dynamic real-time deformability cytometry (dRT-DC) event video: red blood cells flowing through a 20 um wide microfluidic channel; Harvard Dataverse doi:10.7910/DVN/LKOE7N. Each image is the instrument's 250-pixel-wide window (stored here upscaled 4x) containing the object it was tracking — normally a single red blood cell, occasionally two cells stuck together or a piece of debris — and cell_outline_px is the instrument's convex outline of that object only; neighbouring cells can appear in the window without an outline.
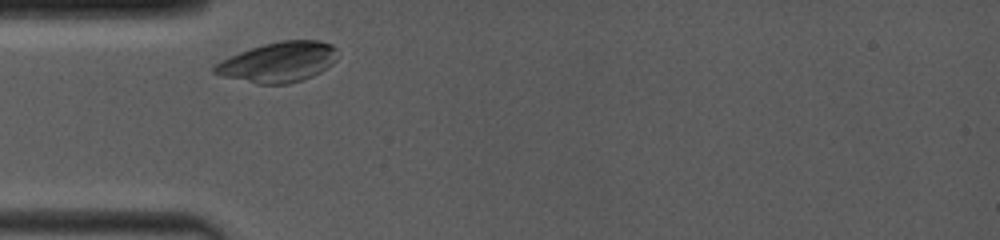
{"species": "common noctule bat (a hibernating species)", "species_latin": "Nyctalus noctula", "temperature_condition": "room temperature", "stored_images_in_passage": 18, "camera_frame_rate_fps": 4000, "um_per_image_px": 0.085, "animal": {"sex": "female", "body_mass_g": 19.0, "forearm_length_mm": 53.3}, "frame": {"image": 1, "passage_image": 1, "time_ms": 0.0, "image_size_px": [1000, 240], "cell_outline_px": [[336, 60], [332, 64], [320, 72], [312, 76], [288, 84], [256, 84], [224, 76], [212, 72], [212, 68], [216, 64], [240, 52], [264, 44], [280, 40], [320, 40], [332, 44], [336, 48]], "centroid_in_image_um": [23.7, 5.27], "position_along_channel_um": 61.3, "area_um2": 28.5}}
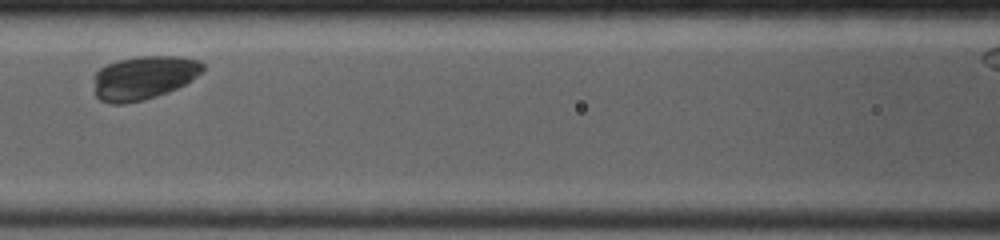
{"frame": {"image": 2, "passage_image": 6, "time_ms": 2.5, "image_size_px": [1000, 240], "cell_outline_px": [[204, 68], [196, 76], [184, 84], [176, 88], [156, 96], [144, 100], [124, 104], [108, 104], [100, 100], [96, 96], [96, 72], [100, 68], [108, 64], [120, 60], [140, 56], [180, 56], [200, 60], [204, 64]], "centroid_in_image_um": [12.23, 6.6], "position_along_channel_um": 154.4, "area_um2": 27.4}}
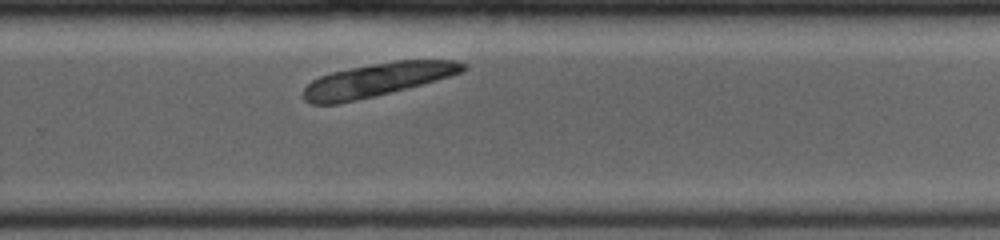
{"frame": {"image": 3, "passage_image": 16, "time_ms": 6.25, "image_size_px": [1000, 240], "cell_outline_px": [[468, 68], [464, 72], [408, 88], [376, 96], [340, 104], [312, 104], [304, 100], [304, 88], [312, 80], [320, 76], [332, 72], [392, 60], [460, 60], [468, 64]], "centroid_in_image_um": [32.13, 6.78], "position_along_channel_um": 297.7, "area_um2": 31.15}}